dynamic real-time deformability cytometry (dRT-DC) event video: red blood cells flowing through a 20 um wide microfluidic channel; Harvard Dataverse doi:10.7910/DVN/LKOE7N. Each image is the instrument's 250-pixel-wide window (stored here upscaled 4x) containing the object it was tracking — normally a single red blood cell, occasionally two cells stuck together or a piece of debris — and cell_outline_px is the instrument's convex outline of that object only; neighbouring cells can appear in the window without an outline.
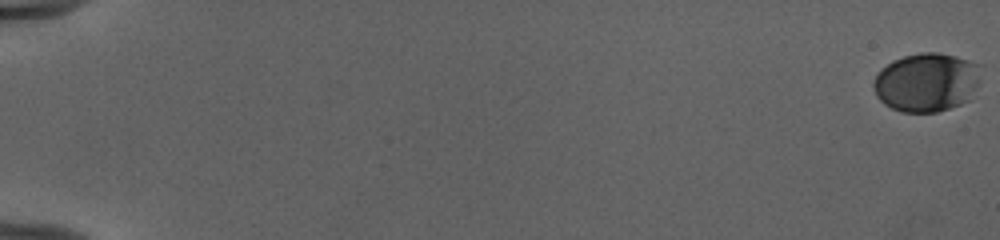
{"species": "human", "species_latin": "Homo sapiens", "temperature_condition": "cold", "stored_images_in_passage": 55, "camera_frame_rate_fps": 3000, "um_per_image_px": 0.085, "donor": {"sex": "female"}, "frame": {"image": 1, "passage_image": 1, "time_ms": 0.0, "image_size_px": [1000, 240], "cell_outline_px": [[984, 64], [980, 80], [968, 100], [960, 104], [936, 112], [900, 112], [884, 104], [876, 96], [872, 88], [872, 84], [880, 68], [892, 60], [904, 56], [920, 52], [940, 52], [956, 56]], "centroid_in_image_um": [78.77, 6.97], "position_along_channel_um": 6.2, "area_um2": 37.45}}
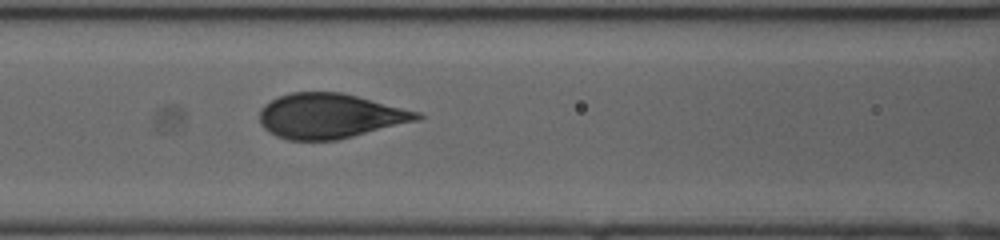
{"frame": {"image": 2, "passage_image": 27, "time_ms": 8.667, "image_size_px": [1000, 240], "cell_outline_px": [[424, 116], [420, 120], [336, 140], [288, 140], [276, 136], [264, 128], [260, 124], [260, 108], [264, 104], [280, 96], [292, 92], [340, 92], [420, 112]], "centroid_in_image_um": [28.03, 9.86], "position_along_channel_um": 138.6, "area_um2": 40.98}}
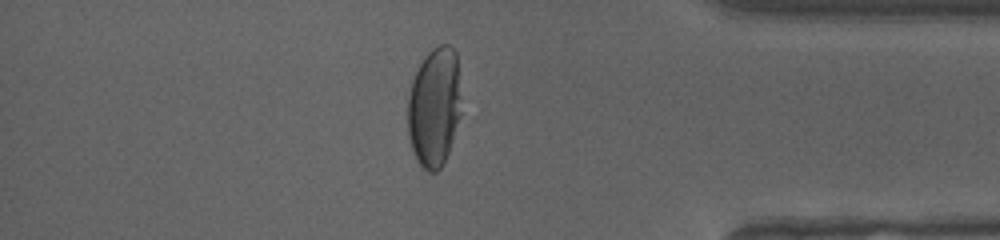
{"frame": {"image": 3, "passage_image": 48, "time_ms": 15.667, "image_size_px": [1000, 240], "cell_outline_px": [[460, 116], [448, 152], [440, 168], [436, 172], [428, 172], [416, 160], [412, 148], [408, 132], [408, 96], [412, 80], [420, 64], [428, 52], [432, 48], [440, 44], [448, 44], [456, 52], [460, 112]], "centroid_in_image_um": [36.89, 9.1], "position_along_channel_um": 398.3, "area_um2": 36.76}, "authors_computed_cell_mechanics": {"area_um2": 41.6738, "velocity_mm_per_s": 3.9884, "shape_relaxation_time_tau1_ms": 3.6622, "shape_relaxation_time_tau2_ms": null, "deformation_change_tau1": 0.1898, "deformation_change_tau2": null}}